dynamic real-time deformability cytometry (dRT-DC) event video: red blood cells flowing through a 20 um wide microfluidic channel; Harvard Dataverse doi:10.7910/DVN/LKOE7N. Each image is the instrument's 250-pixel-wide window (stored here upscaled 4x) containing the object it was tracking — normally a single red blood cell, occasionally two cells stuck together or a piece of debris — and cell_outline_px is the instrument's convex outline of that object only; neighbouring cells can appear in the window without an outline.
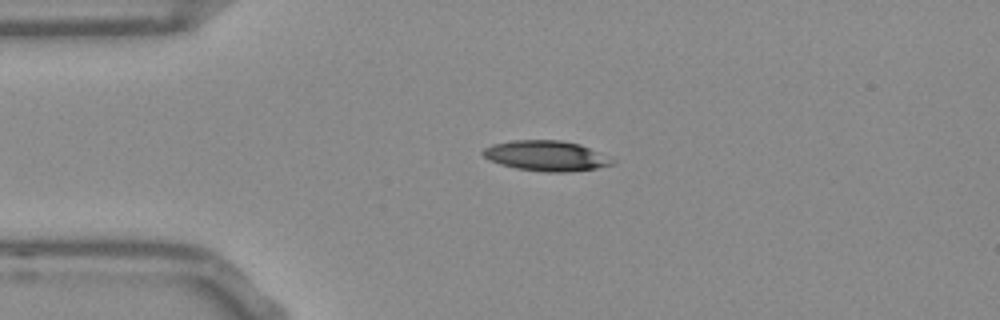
{"species": "Egyptian fruit bat (a non-hibernating species)", "species_latin": "Rousettus aegyptiacus", "temperature_condition": "room temperature", "stored_images_in_passage": 42, "camera_frame_rate_fps": 3000, "um_per_image_px": 0.085, "frame": {"image": 1, "passage_image": 1, "time_ms": 0.0, "image_size_px": [1000, 320], "cell_outline_px": [[616, 164], [596, 168], [568, 172], [544, 172], [516, 168], [500, 164], [488, 160], [480, 152], [484, 148], [492, 144], [512, 140], [560, 140], [580, 144], [616, 160]], "centroid_in_image_um": [46.42, 13.24], "position_along_channel_um": 38.6, "area_um2": 22.95}}
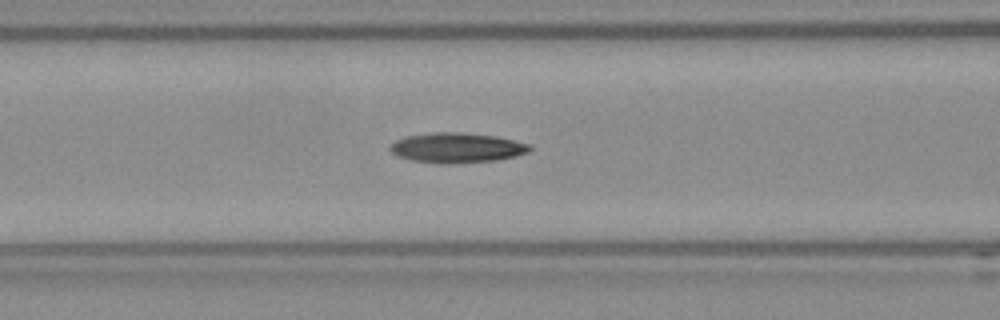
{"frame": {"image": 2, "passage_image": 10, "time_ms": 3.0, "image_size_px": [1000, 320], "cell_outline_px": [[532, 148], [528, 152], [496, 160], [448, 164], [440, 164], [412, 160], [396, 156], [388, 148], [396, 140], [404, 136], [432, 132], [460, 132], [496, 136], [532, 144]], "centroid_in_image_um": [38.81, 12.55], "position_along_channel_um": 127.8, "area_um2": 24.51}}
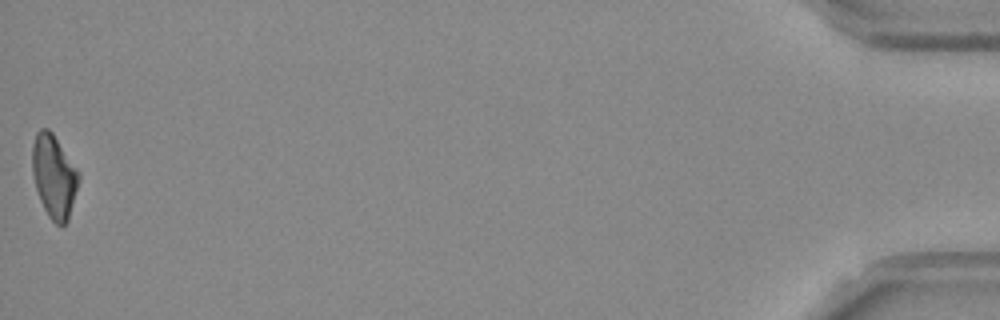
{"frame": {"image": 3, "passage_image": 42, "time_ms": 13.667, "image_size_px": [1000, 320], "cell_outline_px": [[80, 180], [68, 220], [64, 224], [56, 224], [48, 216], [40, 200], [36, 188], [32, 172], [32, 144], [36, 132], [40, 128], [48, 128], [52, 132], [80, 172]], "centroid_in_image_um": [4.59, 14.96], "position_along_channel_um": 430.6, "area_um2": 22.6}}